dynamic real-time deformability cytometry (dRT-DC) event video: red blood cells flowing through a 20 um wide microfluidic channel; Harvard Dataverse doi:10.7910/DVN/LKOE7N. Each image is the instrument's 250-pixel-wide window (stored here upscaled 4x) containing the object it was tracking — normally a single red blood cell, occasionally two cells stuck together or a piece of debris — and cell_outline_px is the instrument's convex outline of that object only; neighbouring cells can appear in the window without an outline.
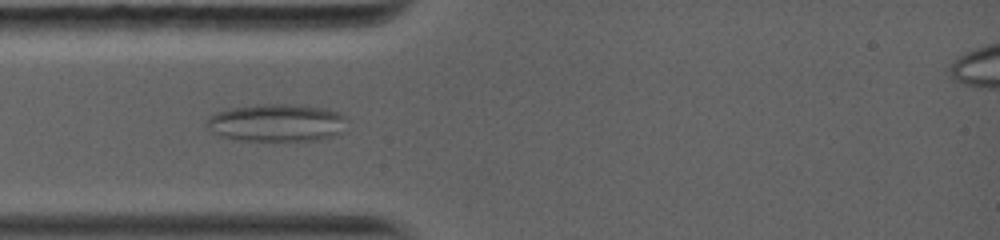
{"species": "common noctule bat (a hibernating species)", "species_latin": "Nyctalus noctula", "temperature_condition": "warm", "stored_images_in_passage": 44, "camera_frame_rate_fps": 5000, "um_per_image_px": 0.085, "animal": {"sex": "female", "body_mass_g": 19.0, "forearm_length_mm": 56.7}, "frame": {"image": 1, "passage_image": 8, "time_ms": 2.8, "image_size_px": [1000, 240], "cell_outline_px": [[344, 116], [336, 136], [320, 140], [240, 140], [220, 136], [212, 132], [204, 124], [208, 116], [216, 112], [232, 108], [260, 104], [300, 104], [328, 108]], "centroid_in_image_um": [23.43, 10.42], "position_along_channel_um": 61.6, "area_um2": 30.58}}
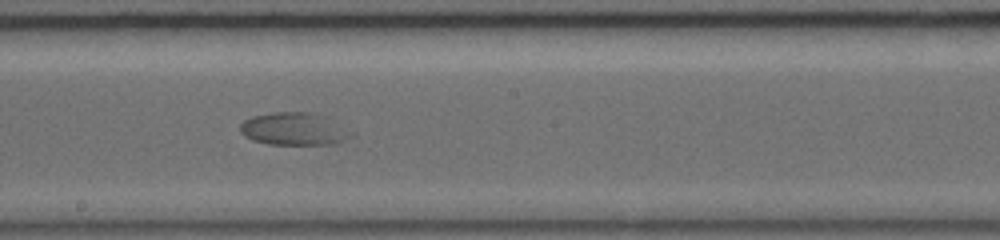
{"frame": {"image": 2, "passage_image": 19, "time_ms": 7.0, "image_size_px": [1000, 240], "cell_outline_px": [[356, 132], [352, 136], [336, 144], [268, 144], [252, 140], [244, 136], [240, 132], [240, 124], [244, 120], [252, 116], [272, 112], [308, 112], [328, 116]], "centroid_in_image_um": [25.05, 10.95], "position_along_channel_um": 223.2, "area_um2": 21.56}}
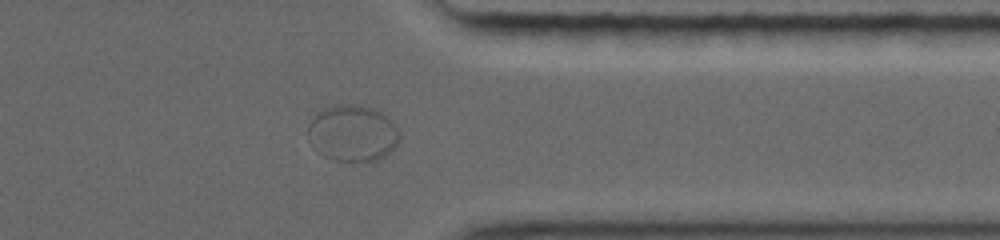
{"frame": {"image": 3, "passage_image": 31, "time_ms": 11.2, "image_size_px": [1000, 240], "cell_outline_px": [[400, 140], [380, 160], [364, 164], [336, 160], [324, 156], [316, 152], [312, 148], [308, 140], [308, 124], [316, 112], [332, 104], [360, 104], [372, 108], [380, 112], [392, 120], [400, 132]], "centroid_in_image_um": [29.94, 11.34], "position_along_channel_um": 381.5, "area_um2": 31.04}}